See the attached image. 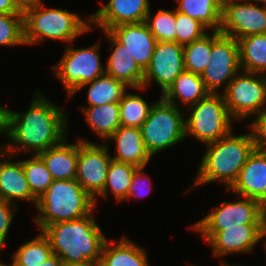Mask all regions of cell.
Returning <instances> with one entry per match:
<instances>
[{
  "label": "cell",
  "mask_w": 266,
  "mask_h": 266,
  "mask_svg": "<svg viewBox=\"0 0 266 266\" xmlns=\"http://www.w3.org/2000/svg\"><path fill=\"white\" fill-rule=\"evenodd\" d=\"M17 208L16 205L0 199V252L7 239Z\"/></svg>",
  "instance_id": "obj_38"
},
{
  "label": "cell",
  "mask_w": 266,
  "mask_h": 266,
  "mask_svg": "<svg viewBox=\"0 0 266 266\" xmlns=\"http://www.w3.org/2000/svg\"><path fill=\"white\" fill-rule=\"evenodd\" d=\"M109 32L126 46V50L145 71L151 62L157 43L147 24L145 22L122 24L112 28Z\"/></svg>",
  "instance_id": "obj_19"
},
{
  "label": "cell",
  "mask_w": 266,
  "mask_h": 266,
  "mask_svg": "<svg viewBox=\"0 0 266 266\" xmlns=\"http://www.w3.org/2000/svg\"><path fill=\"white\" fill-rule=\"evenodd\" d=\"M53 255L48 237L41 231L35 238L24 242L13 253L12 266H40Z\"/></svg>",
  "instance_id": "obj_30"
},
{
  "label": "cell",
  "mask_w": 266,
  "mask_h": 266,
  "mask_svg": "<svg viewBox=\"0 0 266 266\" xmlns=\"http://www.w3.org/2000/svg\"><path fill=\"white\" fill-rule=\"evenodd\" d=\"M102 31L110 41V50H112L107 60L105 73L124 82L128 88L144 90V70L126 50V46L119 42L109 31Z\"/></svg>",
  "instance_id": "obj_18"
},
{
  "label": "cell",
  "mask_w": 266,
  "mask_h": 266,
  "mask_svg": "<svg viewBox=\"0 0 266 266\" xmlns=\"http://www.w3.org/2000/svg\"><path fill=\"white\" fill-rule=\"evenodd\" d=\"M23 15L26 46L42 42L44 38L66 42L68 45L92 29L90 16L83 20L67 9L47 8L43 2L26 10Z\"/></svg>",
  "instance_id": "obj_5"
},
{
  "label": "cell",
  "mask_w": 266,
  "mask_h": 266,
  "mask_svg": "<svg viewBox=\"0 0 266 266\" xmlns=\"http://www.w3.org/2000/svg\"><path fill=\"white\" fill-rule=\"evenodd\" d=\"M176 42L181 45L192 43L207 32L198 20L175 10Z\"/></svg>",
  "instance_id": "obj_36"
},
{
  "label": "cell",
  "mask_w": 266,
  "mask_h": 266,
  "mask_svg": "<svg viewBox=\"0 0 266 266\" xmlns=\"http://www.w3.org/2000/svg\"><path fill=\"white\" fill-rule=\"evenodd\" d=\"M181 110L162 97L153 103L140 128L146 150L151 157L186 139L185 115Z\"/></svg>",
  "instance_id": "obj_7"
},
{
  "label": "cell",
  "mask_w": 266,
  "mask_h": 266,
  "mask_svg": "<svg viewBox=\"0 0 266 266\" xmlns=\"http://www.w3.org/2000/svg\"><path fill=\"white\" fill-rule=\"evenodd\" d=\"M38 156L43 160L54 180H72L76 178L78 159V139L74 144L65 138L57 146L48 148Z\"/></svg>",
  "instance_id": "obj_22"
},
{
  "label": "cell",
  "mask_w": 266,
  "mask_h": 266,
  "mask_svg": "<svg viewBox=\"0 0 266 266\" xmlns=\"http://www.w3.org/2000/svg\"><path fill=\"white\" fill-rule=\"evenodd\" d=\"M0 266H9V265L0 262ZM10 266H12V265L10 264Z\"/></svg>",
  "instance_id": "obj_48"
},
{
  "label": "cell",
  "mask_w": 266,
  "mask_h": 266,
  "mask_svg": "<svg viewBox=\"0 0 266 266\" xmlns=\"http://www.w3.org/2000/svg\"><path fill=\"white\" fill-rule=\"evenodd\" d=\"M241 71L238 41L230 36L211 30V55L200 75L210 93H219L224 83V91L232 79Z\"/></svg>",
  "instance_id": "obj_11"
},
{
  "label": "cell",
  "mask_w": 266,
  "mask_h": 266,
  "mask_svg": "<svg viewBox=\"0 0 266 266\" xmlns=\"http://www.w3.org/2000/svg\"><path fill=\"white\" fill-rule=\"evenodd\" d=\"M221 262V266H236V265H231L229 263H226L225 261H220ZM237 266H240V265H237Z\"/></svg>",
  "instance_id": "obj_47"
},
{
  "label": "cell",
  "mask_w": 266,
  "mask_h": 266,
  "mask_svg": "<svg viewBox=\"0 0 266 266\" xmlns=\"http://www.w3.org/2000/svg\"><path fill=\"white\" fill-rule=\"evenodd\" d=\"M83 116L93 133L108 140L121 126L119 102L104 105L82 107Z\"/></svg>",
  "instance_id": "obj_25"
},
{
  "label": "cell",
  "mask_w": 266,
  "mask_h": 266,
  "mask_svg": "<svg viewBox=\"0 0 266 266\" xmlns=\"http://www.w3.org/2000/svg\"><path fill=\"white\" fill-rule=\"evenodd\" d=\"M121 238L117 244L115 240L105 241L100 259L102 266H150L142 247L125 236Z\"/></svg>",
  "instance_id": "obj_23"
},
{
  "label": "cell",
  "mask_w": 266,
  "mask_h": 266,
  "mask_svg": "<svg viewBox=\"0 0 266 266\" xmlns=\"http://www.w3.org/2000/svg\"><path fill=\"white\" fill-rule=\"evenodd\" d=\"M232 132L205 146L206 152L202 157L197 176L188 191L214 181L225 183L227 190L237 180L255 147L251 132L236 136Z\"/></svg>",
  "instance_id": "obj_3"
},
{
  "label": "cell",
  "mask_w": 266,
  "mask_h": 266,
  "mask_svg": "<svg viewBox=\"0 0 266 266\" xmlns=\"http://www.w3.org/2000/svg\"><path fill=\"white\" fill-rule=\"evenodd\" d=\"M243 2H247V3H251V4H258V2H260V4L266 5V0H241Z\"/></svg>",
  "instance_id": "obj_44"
},
{
  "label": "cell",
  "mask_w": 266,
  "mask_h": 266,
  "mask_svg": "<svg viewBox=\"0 0 266 266\" xmlns=\"http://www.w3.org/2000/svg\"><path fill=\"white\" fill-rule=\"evenodd\" d=\"M40 266H65V265L56 254H53L45 262L40 264Z\"/></svg>",
  "instance_id": "obj_43"
},
{
  "label": "cell",
  "mask_w": 266,
  "mask_h": 266,
  "mask_svg": "<svg viewBox=\"0 0 266 266\" xmlns=\"http://www.w3.org/2000/svg\"><path fill=\"white\" fill-rule=\"evenodd\" d=\"M74 266H102L100 261H96V262H89L87 264H83V265H74Z\"/></svg>",
  "instance_id": "obj_45"
},
{
  "label": "cell",
  "mask_w": 266,
  "mask_h": 266,
  "mask_svg": "<svg viewBox=\"0 0 266 266\" xmlns=\"http://www.w3.org/2000/svg\"><path fill=\"white\" fill-rule=\"evenodd\" d=\"M209 93L199 74L184 70L161 97L176 107H178V100L189 107Z\"/></svg>",
  "instance_id": "obj_24"
},
{
  "label": "cell",
  "mask_w": 266,
  "mask_h": 266,
  "mask_svg": "<svg viewBox=\"0 0 266 266\" xmlns=\"http://www.w3.org/2000/svg\"><path fill=\"white\" fill-rule=\"evenodd\" d=\"M266 236V219H265V222H264V226H263V238ZM264 247H265V250H266V238L264 239Z\"/></svg>",
  "instance_id": "obj_46"
},
{
  "label": "cell",
  "mask_w": 266,
  "mask_h": 266,
  "mask_svg": "<svg viewBox=\"0 0 266 266\" xmlns=\"http://www.w3.org/2000/svg\"><path fill=\"white\" fill-rule=\"evenodd\" d=\"M40 93L36 90L27 111L12 112V143L1 145L0 149L14 156L21 151L38 155L66 138L68 114Z\"/></svg>",
  "instance_id": "obj_1"
},
{
  "label": "cell",
  "mask_w": 266,
  "mask_h": 266,
  "mask_svg": "<svg viewBox=\"0 0 266 266\" xmlns=\"http://www.w3.org/2000/svg\"><path fill=\"white\" fill-rule=\"evenodd\" d=\"M26 45L24 15L0 13V46Z\"/></svg>",
  "instance_id": "obj_35"
},
{
  "label": "cell",
  "mask_w": 266,
  "mask_h": 266,
  "mask_svg": "<svg viewBox=\"0 0 266 266\" xmlns=\"http://www.w3.org/2000/svg\"><path fill=\"white\" fill-rule=\"evenodd\" d=\"M241 2L223 0L219 32L236 40L250 35L266 34V5Z\"/></svg>",
  "instance_id": "obj_13"
},
{
  "label": "cell",
  "mask_w": 266,
  "mask_h": 266,
  "mask_svg": "<svg viewBox=\"0 0 266 266\" xmlns=\"http://www.w3.org/2000/svg\"><path fill=\"white\" fill-rule=\"evenodd\" d=\"M152 105V103L148 104L137 93H125L119 102L121 125L141 128Z\"/></svg>",
  "instance_id": "obj_31"
},
{
  "label": "cell",
  "mask_w": 266,
  "mask_h": 266,
  "mask_svg": "<svg viewBox=\"0 0 266 266\" xmlns=\"http://www.w3.org/2000/svg\"><path fill=\"white\" fill-rule=\"evenodd\" d=\"M145 23L150 32L159 41L176 42L175 10L159 9L153 16L151 8L147 14Z\"/></svg>",
  "instance_id": "obj_34"
},
{
  "label": "cell",
  "mask_w": 266,
  "mask_h": 266,
  "mask_svg": "<svg viewBox=\"0 0 266 266\" xmlns=\"http://www.w3.org/2000/svg\"><path fill=\"white\" fill-rule=\"evenodd\" d=\"M184 68L186 71L201 75L211 55V34L183 46Z\"/></svg>",
  "instance_id": "obj_32"
},
{
  "label": "cell",
  "mask_w": 266,
  "mask_h": 266,
  "mask_svg": "<svg viewBox=\"0 0 266 266\" xmlns=\"http://www.w3.org/2000/svg\"><path fill=\"white\" fill-rule=\"evenodd\" d=\"M222 93L234 120L258 115L266 110V75L241 70Z\"/></svg>",
  "instance_id": "obj_10"
},
{
  "label": "cell",
  "mask_w": 266,
  "mask_h": 266,
  "mask_svg": "<svg viewBox=\"0 0 266 266\" xmlns=\"http://www.w3.org/2000/svg\"><path fill=\"white\" fill-rule=\"evenodd\" d=\"M70 45H66L63 56L53 66L54 75L63 83L68 99L83 84L105 74L99 53L100 41L87 48L76 49Z\"/></svg>",
  "instance_id": "obj_8"
},
{
  "label": "cell",
  "mask_w": 266,
  "mask_h": 266,
  "mask_svg": "<svg viewBox=\"0 0 266 266\" xmlns=\"http://www.w3.org/2000/svg\"><path fill=\"white\" fill-rule=\"evenodd\" d=\"M248 127L251 129L255 150L266 153V110L259 113Z\"/></svg>",
  "instance_id": "obj_37"
},
{
  "label": "cell",
  "mask_w": 266,
  "mask_h": 266,
  "mask_svg": "<svg viewBox=\"0 0 266 266\" xmlns=\"http://www.w3.org/2000/svg\"><path fill=\"white\" fill-rule=\"evenodd\" d=\"M12 110H9L0 104V134H5L7 138L11 131Z\"/></svg>",
  "instance_id": "obj_40"
},
{
  "label": "cell",
  "mask_w": 266,
  "mask_h": 266,
  "mask_svg": "<svg viewBox=\"0 0 266 266\" xmlns=\"http://www.w3.org/2000/svg\"><path fill=\"white\" fill-rule=\"evenodd\" d=\"M23 169L32 195L38 199L54 181L50 171L38 155L22 160Z\"/></svg>",
  "instance_id": "obj_33"
},
{
  "label": "cell",
  "mask_w": 266,
  "mask_h": 266,
  "mask_svg": "<svg viewBox=\"0 0 266 266\" xmlns=\"http://www.w3.org/2000/svg\"><path fill=\"white\" fill-rule=\"evenodd\" d=\"M222 94V95H221ZM185 119L186 138L190 135L205 145L218 141L233 130L231 117L223 93H209L196 104Z\"/></svg>",
  "instance_id": "obj_6"
},
{
  "label": "cell",
  "mask_w": 266,
  "mask_h": 266,
  "mask_svg": "<svg viewBox=\"0 0 266 266\" xmlns=\"http://www.w3.org/2000/svg\"><path fill=\"white\" fill-rule=\"evenodd\" d=\"M0 199L17 206L15 200H26L36 207L37 199L32 195L23 169L22 161L12 162L13 156L0 149Z\"/></svg>",
  "instance_id": "obj_20"
},
{
  "label": "cell",
  "mask_w": 266,
  "mask_h": 266,
  "mask_svg": "<svg viewBox=\"0 0 266 266\" xmlns=\"http://www.w3.org/2000/svg\"><path fill=\"white\" fill-rule=\"evenodd\" d=\"M145 167L137 168L132 177L131 185L129 187L128 191V197L127 199H131L133 197H142L145 196L146 193V187L148 186V190L151 191V179L150 177L144 173ZM149 182V183H148ZM148 183V185H147ZM150 187V188H149ZM144 189V190H143ZM145 191V194L143 193Z\"/></svg>",
  "instance_id": "obj_39"
},
{
  "label": "cell",
  "mask_w": 266,
  "mask_h": 266,
  "mask_svg": "<svg viewBox=\"0 0 266 266\" xmlns=\"http://www.w3.org/2000/svg\"><path fill=\"white\" fill-rule=\"evenodd\" d=\"M264 224H240L218 231L207 243L214 256L252 252L263 239Z\"/></svg>",
  "instance_id": "obj_16"
},
{
  "label": "cell",
  "mask_w": 266,
  "mask_h": 266,
  "mask_svg": "<svg viewBox=\"0 0 266 266\" xmlns=\"http://www.w3.org/2000/svg\"><path fill=\"white\" fill-rule=\"evenodd\" d=\"M228 191L237 193L238 198L256 199L266 207V153L254 150Z\"/></svg>",
  "instance_id": "obj_17"
},
{
  "label": "cell",
  "mask_w": 266,
  "mask_h": 266,
  "mask_svg": "<svg viewBox=\"0 0 266 266\" xmlns=\"http://www.w3.org/2000/svg\"><path fill=\"white\" fill-rule=\"evenodd\" d=\"M236 202L224 201L203 219L194 223L191 229L200 232L207 243L218 231L240 224H264L266 207L256 199L241 197Z\"/></svg>",
  "instance_id": "obj_9"
},
{
  "label": "cell",
  "mask_w": 266,
  "mask_h": 266,
  "mask_svg": "<svg viewBox=\"0 0 266 266\" xmlns=\"http://www.w3.org/2000/svg\"><path fill=\"white\" fill-rule=\"evenodd\" d=\"M185 70L183 45L171 41L156 43L149 66L144 71L143 88L158 84L163 95Z\"/></svg>",
  "instance_id": "obj_14"
},
{
  "label": "cell",
  "mask_w": 266,
  "mask_h": 266,
  "mask_svg": "<svg viewBox=\"0 0 266 266\" xmlns=\"http://www.w3.org/2000/svg\"><path fill=\"white\" fill-rule=\"evenodd\" d=\"M42 232L48 237L53 254L65 266L100 261L107 240L92 213L79 219L52 223Z\"/></svg>",
  "instance_id": "obj_2"
},
{
  "label": "cell",
  "mask_w": 266,
  "mask_h": 266,
  "mask_svg": "<svg viewBox=\"0 0 266 266\" xmlns=\"http://www.w3.org/2000/svg\"><path fill=\"white\" fill-rule=\"evenodd\" d=\"M87 86V107L120 102L128 87L124 82L105 73L94 81L83 84L73 95Z\"/></svg>",
  "instance_id": "obj_28"
},
{
  "label": "cell",
  "mask_w": 266,
  "mask_h": 266,
  "mask_svg": "<svg viewBox=\"0 0 266 266\" xmlns=\"http://www.w3.org/2000/svg\"><path fill=\"white\" fill-rule=\"evenodd\" d=\"M237 41L241 70L266 75V34L250 35Z\"/></svg>",
  "instance_id": "obj_26"
},
{
  "label": "cell",
  "mask_w": 266,
  "mask_h": 266,
  "mask_svg": "<svg viewBox=\"0 0 266 266\" xmlns=\"http://www.w3.org/2000/svg\"><path fill=\"white\" fill-rule=\"evenodd\" d=\"M176 11L198 20L208 30L221 28L223 0H176Z\"/></svg>",
  "instance_id": "obj_27"
},
{
  "label": "cell",
  "mask_w": 266,
  "mask_h": 266,
  "mask_svg": "<svg viewBox=\"0 0 266 266\" xmlns=\"http://www.w3.org/2000/svg\"><path fill=\"white\" fill-rule=\"evenodd\" d=\"M136 169L137 167L131 164L118 162L112 159L109 165L105 186L98 197L108 198V190H111L110 192L114 195L117 202L126 200L133 173Z\"/></svg>",
  "instance_id": "obj_29"
},
{
  "label": "cell",
  "mask_w": 266,
  "mask_h": 266,
  "mask_svg": "<svg viewBox=\"0 0 266 266\" xmlns=\"http://www.w3.org/2000/svg\"><path fill=\"white\" fill-rule=\"evenodd\" d=\"M116 141V152L111 158L131 164L137 168L146 167L152 158L146 150L141 129L121 125L108 140Z\"/></svg>",
  "instance_id": "obj_21"
},
{
  "label": "cell",
  "mask_w": 266,
  "mask_h": 266,
  "mask_svg": "<svg viewBox=\"0 0 266 266\" xmlns=\"http://www.w3.org/2000/svg\"><path fill=\"white\" fill-rule=\"evenodd\" d=\"M95 200L76 179L54 180L37 199L35 222L43 231L52 223L71 221L94 212Z\"/></svg>",
  "instance_id": "obj_4"
},
{
  "label": "cell",
  "mask_w": 266,
  "mask_h": 266,
  "mask_svg": "<svg viewBox=\"0 0 266 266\" xmlns=\"http://www.w3.org/2000/svg\"><path fill=\"white\" fill-rule=\"evenodd\" d=\"M150 10L149 0H109L90 15L91 26L110 31L122 24L145 22Z\"/></svg>",
  "instance_id": "obj_15"
},
{
  "label": "cell",
  "mask_w": 266,
  "mask_h": 266,
  "mask_svg": "<svg viewBox=\"0 0 266 266\" xmlns=\"http://www.w3.org/2000/svg\"><path fill=\"white\" fill-rule=\"evenodd\" d=\"M0 13L3 14H23L20 12L12 0H0Z\"/></svg>",
  "instance_id": "obj_42"
},
{
  "label": "cell",
  "mask_w": 266,
  "mask_h": 266,
  "mask_svg": "<svg viewBox=\"0 0 266 266\" xmlns=\"http://www.w3.org/2000/svg\"><path fill=\"white\" fill-rule=\"evenodd\" d=\"M16 8L24 13L26 10L33 8L37 4H40L41 0H12Z\"/></svg>",
  "instance_id": "obj_41"
},
{
  "label": "cell",
  "mask_w": 266,
  "mask_h": 266,
  "mask_svg": "<svg viewBox=\"0 0 266 266\" xmlns=\"http://www.w3.org/2000/svg\"><path fill=\"white\" fill-rule=\"evenodd\" d=\"M108 146L78 138L76 180L95 200L103 191L112 160Z\"/></svg>",
  "instance_id": "obj_12"
}]
</instances>
